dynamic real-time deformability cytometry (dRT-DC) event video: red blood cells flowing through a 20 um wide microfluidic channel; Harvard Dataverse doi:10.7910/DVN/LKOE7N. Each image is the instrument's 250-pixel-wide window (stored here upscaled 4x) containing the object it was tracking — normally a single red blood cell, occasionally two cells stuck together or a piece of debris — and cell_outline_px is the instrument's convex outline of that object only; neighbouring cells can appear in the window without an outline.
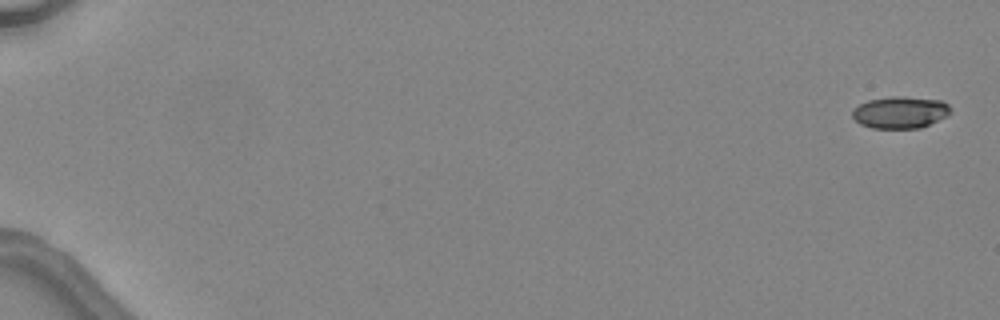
{"species": "common noctule bat (a hibernating species)", "species_latin": "Nyctalus noctula", "temperature_condition": "warm", "stored_images_in_passage": 6, "camera_frame_rate_fps": 3000, "um_per_image_px": 0.085, "animal": {"sex": "female", "body_mass_g": 24.6, "forearm_length_mm": 56.2}, "frame": {"image": 1, "passage_image": 1, "time_ms": 0.0, "image_size_px": [1000, 320], "cell_outline_px": [[952, 112], [948, 116], [920, 128], [872, 128], [860, 124], [852, 116], [852, 108], [868, 100], [892, 96], [904, 96], [940, 100], [948, 104]], "centroid_in_image_um": [76.52, 9.54], "position_along_channel_um": 8.5, "area_um2": 18.38}}
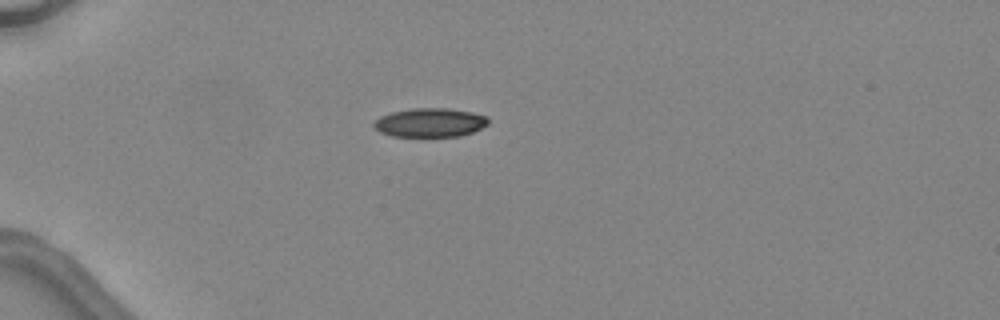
{"frame": {"image": 2, "passage_image": 5, "time_ms": 4.667, "image_size_px": [1000, 320], "cell_outline_px": [[488, 124], [472, 132], [460, 136], [392, 136], [380, 132], [372, 124], [380, 116], [392, 112], [412, 108], [448, 108], [472, 112], [488, 116]], "centroid_in_image_um": [36.56, 10.41], "position_along_channel_um": 48.4, "area_um2": 19.19}}